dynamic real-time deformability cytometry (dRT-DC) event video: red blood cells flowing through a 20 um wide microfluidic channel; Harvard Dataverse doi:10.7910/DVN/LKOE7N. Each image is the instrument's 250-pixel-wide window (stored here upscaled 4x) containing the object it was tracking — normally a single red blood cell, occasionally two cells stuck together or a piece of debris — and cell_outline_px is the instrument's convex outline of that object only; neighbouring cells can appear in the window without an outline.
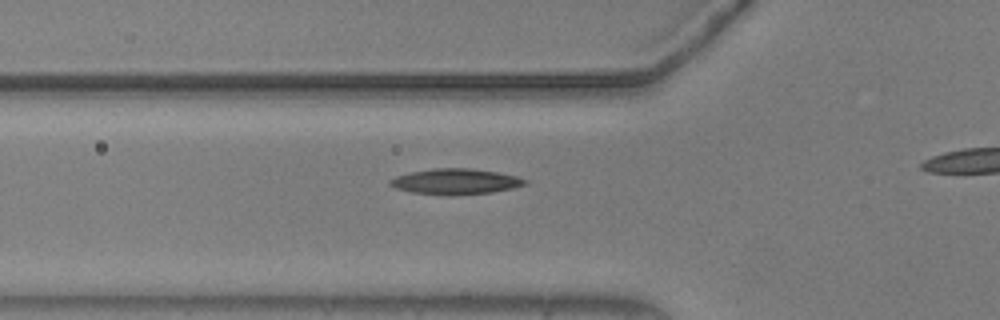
{"species": "common noctule bat (a hibernating species)", "species_latin": "Nyctalus noctula", "temperature_condition": "warm", "stored_images_in_passage": 7, "camera_frame_rate_fps": 3000, "um_per_image_px": 0.085, "animal": {"sex": "male", "body_mass_g": 20.5, "forearm_length_mm": 52.5}, "frame": {"image": 1, "passage_image": 4, "time_ms": 1.0, "image_size_px": [1000, 320], "cell_outline_px": [[528, 184], [512, 188], [492, 192], [412, 192], [396, 188], [388, 184], [388, 180], [396, 176], [408, 172], [432, 168], [472, 168], [496, 172], [516, 176], [528, 180]], "centroid_in_image_um": [38.72, 15.37], "position_along_channel_um": 87.1, "area_um2": 19.19}}
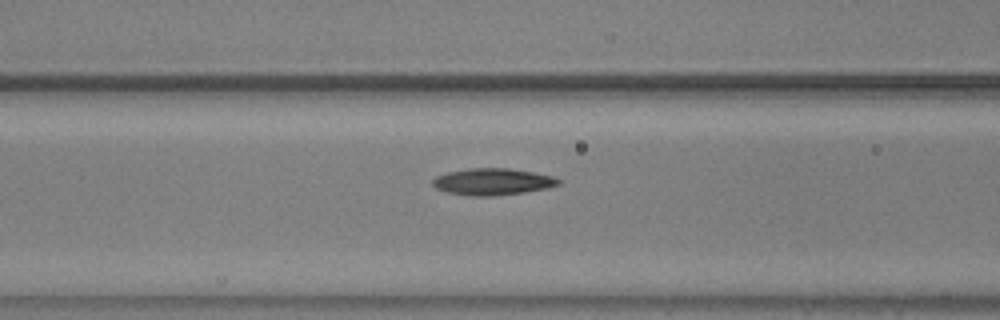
{"frame": {"image": 2, "passage_image": 7, "time_ms": 2.0, "image_size_px": [1000, 320], "cell_outline_px": [[564, 180], [560, 184], [548, 188], [524, 192], [492, 196], [468, 196], [448, 192], [436, 188], [432, 184], [432, 180], [436, 176], [448, 172], [468, 168], [508, 168], [532, 172], [552, 176]], "centroid_in_image_um": [41.89, 15.44], "position_along_channel_um": 124.7, "area_um2": 19.65}}